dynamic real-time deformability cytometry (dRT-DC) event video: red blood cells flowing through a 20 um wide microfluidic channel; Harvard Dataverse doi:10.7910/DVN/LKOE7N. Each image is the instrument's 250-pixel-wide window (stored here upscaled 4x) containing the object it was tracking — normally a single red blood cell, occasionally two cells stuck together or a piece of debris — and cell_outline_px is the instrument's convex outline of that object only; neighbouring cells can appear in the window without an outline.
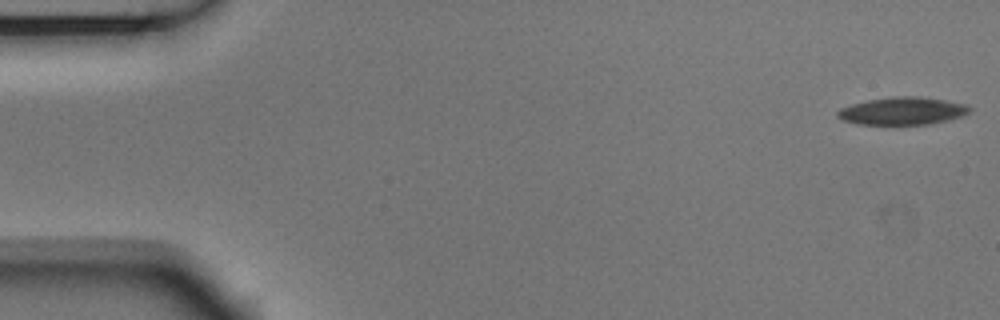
{"species": "Egyptian fruit bat (a non-hibernating species)", "species_latin": "Rousettus aegyptiacus", "temperature_condition": "room temperature", "stored_images_in_passage": 4, "camera_frame_rate_fps": 3000, "um_per_image_px": 0.085, "animal": {"sex": "male"}, "frame": {"image": 1, "passage_image": 1, "time_ms": 0.0, "image_size_px": [1000, 320], "cell_outline_px": [[972, 108], [964, 116], [948, 120], [928, 124], [856, 124], [840, 120], [836, 116], [836, 112], [840, 108], [852, 104], [868, 100], [892, 96], [916, 96], [944, 100], [968, 104]], "centroid_in_image_um": [76.7, 9.43], "position_along_channel_um": 8.3, "area_um2": 21.39}}
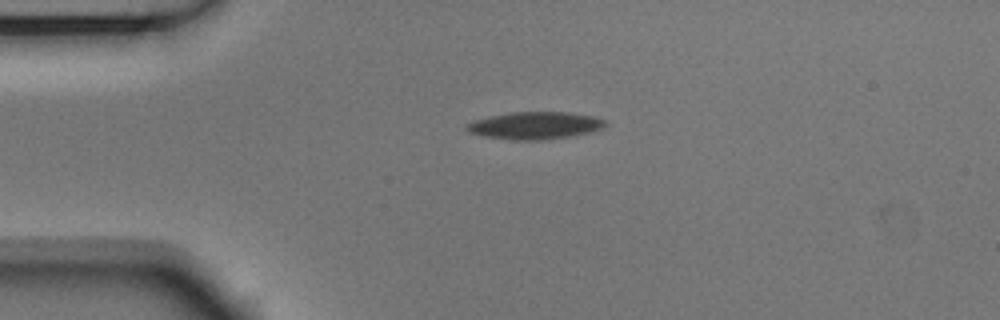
{"frame": {"image": 2, "passage_image": 4, "time_ms": 1.0, "image_size_px": [1000, 320], "cell_outline_px": [[608, 124], [604, 128], [592, 132], [572, 136], [540, 140], [512, 140], [484, 136], [468, 132], [464, 128], [468, 124], [476, 120], [488, 116], [512, 112], [568, 112], [592, 116], [604, 120]], "centroid_in_image_um": [45.49, 10.67], "position_along_channel_um": 39.5, "area_um2": 22.14}}